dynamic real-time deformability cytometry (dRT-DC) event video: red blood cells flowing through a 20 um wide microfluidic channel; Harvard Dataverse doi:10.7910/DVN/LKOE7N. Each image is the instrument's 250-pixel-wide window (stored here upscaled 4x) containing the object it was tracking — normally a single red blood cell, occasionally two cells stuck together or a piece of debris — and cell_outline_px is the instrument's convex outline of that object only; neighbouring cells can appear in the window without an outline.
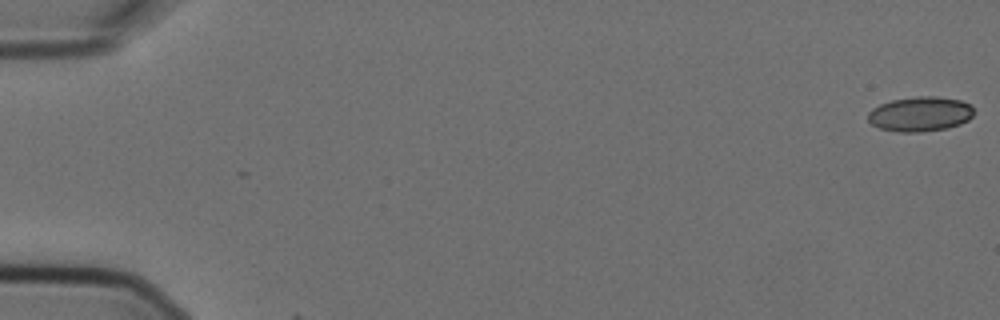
{"species": "Egyptian fruit bat (a non-hibernating species)", "species_latin": "Rousettus aegyptiacus", "temperature_condition": "cold", "stored_images_in_passage": 5, "camera_frame_rate_fps": 3000, "um_per_image_px": 0.085, "animal": {"sex": "female"}, "frame": {"image": 1, "passage_image": 1, "time_ms": 0.0, "image_size_px": [1000, 320], "cell_outline_px": [[976, 112], [968, 120], [960, 124], [948, 128], [920, 132], [900, 132], [880, 128], [872, 124], [868, 120], [868, 112], [872, 108], [880, 104], [892, 100], [916, 96], [936, 96], [960, 100], [972, 104]], "centroid_in_image_um": [78.25, 9.68], "position_along_channel_um": 6.7, "area_um2": 21.68}}
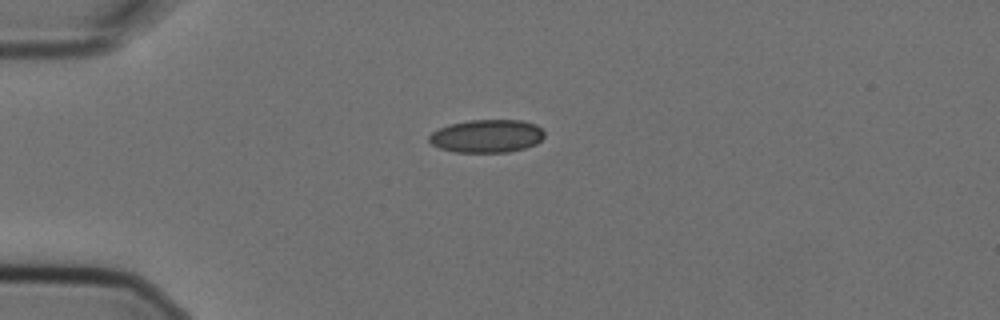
{"frame": {"image": 2, "passage_image": 5, "time_ms": 1.333, "image_size_px": [1000, 320], "cell_outline_px": [[544, 136], [536, 144], [524, 148], [508, 152], [456, 152], [440, 148], [432, 144], [428, 140], [428, 136], [432, 132], [448, 124], [468, 120], [524, 120], [536, 124], [544, 132]], "centroid_in_image_um": [41.37, 11.55], "position_along_channel_um": 43.6, "area_um2": 22.25}}